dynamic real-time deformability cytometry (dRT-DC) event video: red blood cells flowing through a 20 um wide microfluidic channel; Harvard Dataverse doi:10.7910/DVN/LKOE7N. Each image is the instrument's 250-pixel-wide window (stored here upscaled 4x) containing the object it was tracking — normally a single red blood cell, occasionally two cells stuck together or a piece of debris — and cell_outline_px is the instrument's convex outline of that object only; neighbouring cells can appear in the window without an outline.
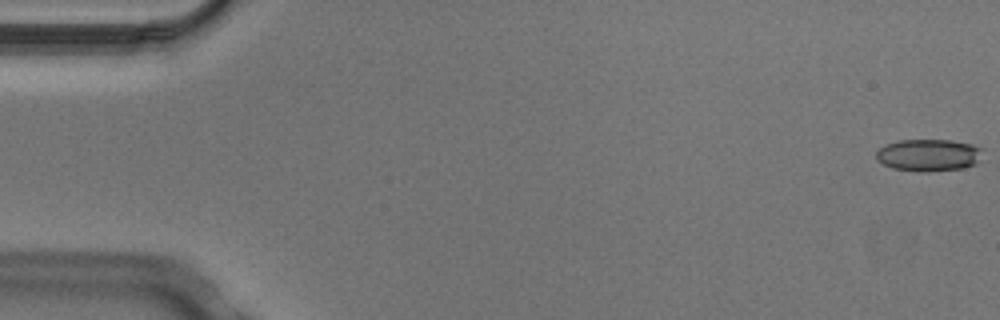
{"species": "Egyptian fruit bat (a non-hibernating species)", "species_latin": "Rousettus aegyptiacus", "temperature_condition": "cold", "stored_images_in_passage": 5, "camera_frame_rate_fps": 3000, "um_per_image_px": 0.085, "animal": {"sex": "male"}, "frame": {"image": 1, "passage_image": 1, "time_ms": 0.0, "image_size_px": [1000, 320], "cell_outline_px": [[984, 148], [976, 164], [964, 168], [928, 172], [920, 172], [892, 168], [876, 160], [876, 152], [880, 148], [888, 144], [900, 140], [952, 140], [972, 144]], "centroid_in_image_um": [78.96, 13.19], "position_along_channel_um": 6.0, "area_um2": 20.06}}